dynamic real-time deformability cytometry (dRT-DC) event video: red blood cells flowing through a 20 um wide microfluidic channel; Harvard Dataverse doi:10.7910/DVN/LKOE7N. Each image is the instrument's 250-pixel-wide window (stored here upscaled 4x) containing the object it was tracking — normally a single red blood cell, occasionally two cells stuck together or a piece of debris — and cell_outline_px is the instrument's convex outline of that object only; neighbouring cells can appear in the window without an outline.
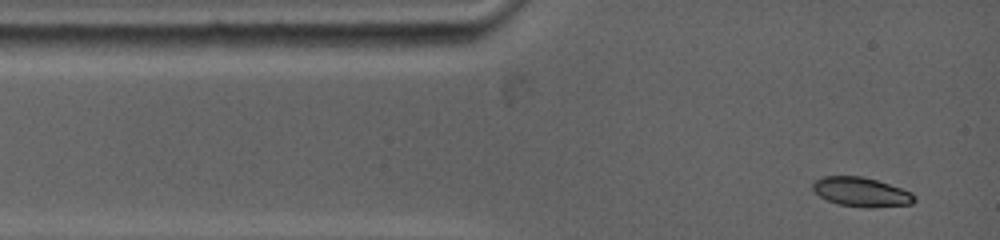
{"species": "common noctule bat (a hibernating species)", "species_latin": "Nyctalus noctula", "temperature_condition": "warm", "stored_images_in_passage": 3, "camera_frame_rate_fps": 5000, "um_per_image_px": 0.085, "animal": {"sex": "female", "body_mass_g": 19.0, "forearm_length_mm": 53.3}, "frame": {"image": 1, "passage_image": 1, "time_ms": 0.0, "image_size_px": [1000, 240], "cell_outline_px": [[916, 200], [912, 204], [868, 208], [836, 204], [820, 196], [812, 188], [812, 184], [816, 180], [824, 176], [860, 176], [876, 180], [912, 192], [916, 196]], "centroid_in_image_um": [73.23, 16.33], "position_along_channel_um": 11.8, "area_um2": 17.28}}
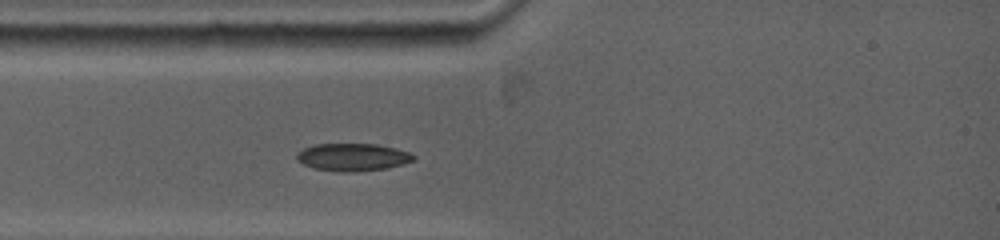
{"frame": {"image": 2, "passage_image": 3, "time_ms": 2.0, "image_size_px": [1000, 240], "cell_outline_px": [[416, 156], [412, 160], [404, 164], [384, 168], [356, 172], [336, 172], [316, 168], [304, 164], [296, 160], [296, 152], [312, 144], [376, 144], [396, 148], [408, 152]], "centroid_in_image_um": [29.94, 13.35], "position_along_channel_um": 55.1, "area_um2": 18.79}}